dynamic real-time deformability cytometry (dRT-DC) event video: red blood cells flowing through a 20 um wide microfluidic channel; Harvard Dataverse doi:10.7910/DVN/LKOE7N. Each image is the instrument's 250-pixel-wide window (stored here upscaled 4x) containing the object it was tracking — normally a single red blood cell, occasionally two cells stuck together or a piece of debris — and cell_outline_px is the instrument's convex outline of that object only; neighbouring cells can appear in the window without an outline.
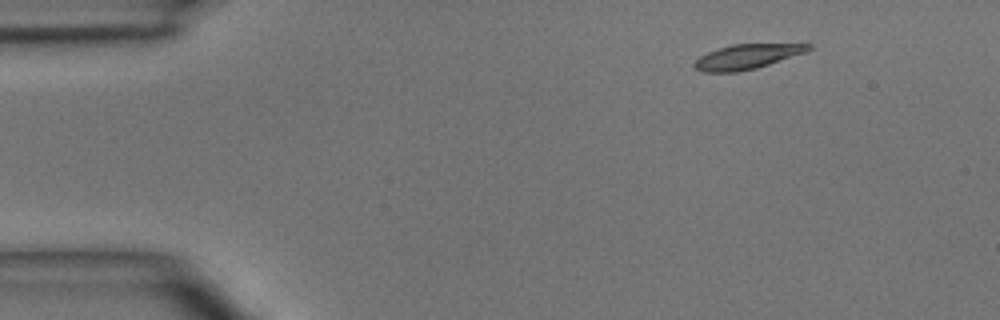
{"species": "common noctule bat (a hibernating species)", "species_latin": "Nyctalus noctula", "temperature_condition": "room temperature", "stored_images_in_passage": 2, "camera_frame_rate_fps": 3000, "um_per_image_px": 0.085, "animal": {"sex": "male", "body_mass_g": 15.6}, "frame": {"image": 1, "passage_image": 2, "time_ms": 1.333, "image_size_px": [1000, 320], "cell_outline_px": [[816, 44], [812, 48], [804, 52], [756, 68], [736, 72], [704, 72], [696, 68], [692, 64], [700, 56], [716, 48], [732, 44]], "centroid_in_image_um": [63.46, 4.81], "position_along_channel_um": 21.5, "area_um2": 16.24}}